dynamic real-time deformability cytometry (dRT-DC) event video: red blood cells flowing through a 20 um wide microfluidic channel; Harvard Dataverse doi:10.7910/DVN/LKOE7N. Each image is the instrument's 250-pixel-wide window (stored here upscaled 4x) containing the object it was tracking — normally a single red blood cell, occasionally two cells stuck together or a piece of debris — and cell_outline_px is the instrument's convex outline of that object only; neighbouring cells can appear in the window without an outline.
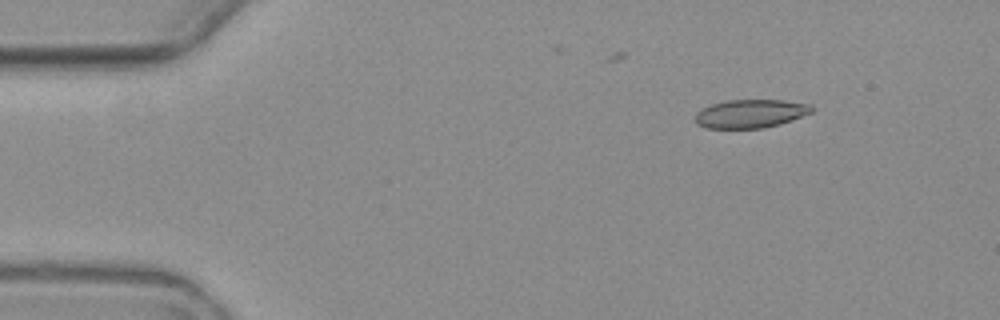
{"species": "common noctule bat (a hibernating species)", "species_latin": "Nyctalus noctula", "temperature_condition": "warm", "stored_images_in_passage": 6, "camera_frame_rate_fps": 3000, "um_per_image_px": 0.085, "animal": {"sex": "female", "body_mass_g": 19.3, "forearm_length_mm": 54.1}, "frame": {"image": 1, "passage_image": 2, "time_ms": 1.333, "image_size_px": [1000, 320], "cell_outline_px": [[812, 112], [780, 124], [764, 128], [708, 128], [696, 124], [696, 112], [700, 108], [724, 100], [784, 100], [812, 104]], "centroid_in_image_um": [63.78, 9.65], "position_along_channel_um": 21.2, "area_um2": 19.36}}
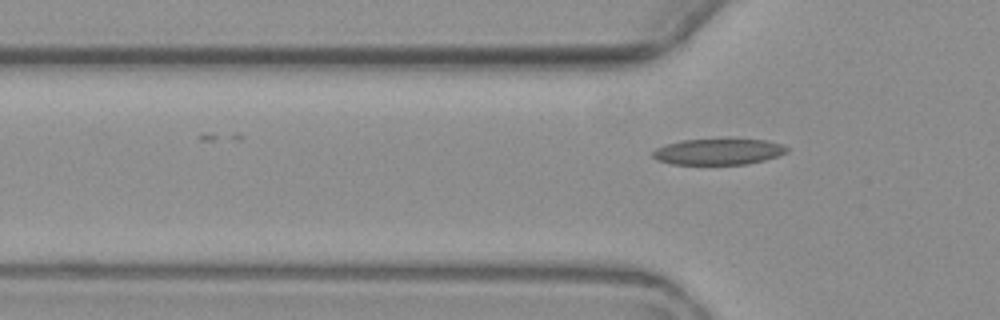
{"frame": {"image": 2, "passage_image": 5, "time_ms": 5.0, "image_size_px": [1000, 320], "cell_outline_px": [[788, 152], [764, 160], [748, 164], [672, 164], [656, 160], [652, 156], [652, 152], [656, 148], [664, 144], [684, 140], [768, 140], [784, 144], [788, 148]], "centroid_in_image_um": [61.05, 12.9], "position_along_channel_um": 64.7, "area_um2": 20.23}}
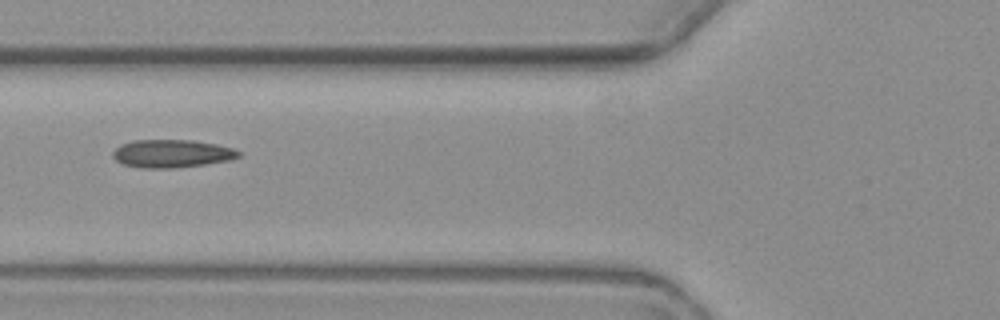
{"frame": {"image": 3, "passage_image": 6, "time_ms": 6.333, "image_size_px": [1000, 320], "cell_outline_px": [[240, 156], [232, 160], [176, 168], [140, 168], [124, 164], [116, 160], [112, 156], [112, 152], [120, 144], [132, 140], [192, 140], [216, 144], [232, 148], [240, 152]], "centroid_in_image_um": [14.59, 13.05], "position_along_channel_um": 111.2, "area_um2": 20.58}}